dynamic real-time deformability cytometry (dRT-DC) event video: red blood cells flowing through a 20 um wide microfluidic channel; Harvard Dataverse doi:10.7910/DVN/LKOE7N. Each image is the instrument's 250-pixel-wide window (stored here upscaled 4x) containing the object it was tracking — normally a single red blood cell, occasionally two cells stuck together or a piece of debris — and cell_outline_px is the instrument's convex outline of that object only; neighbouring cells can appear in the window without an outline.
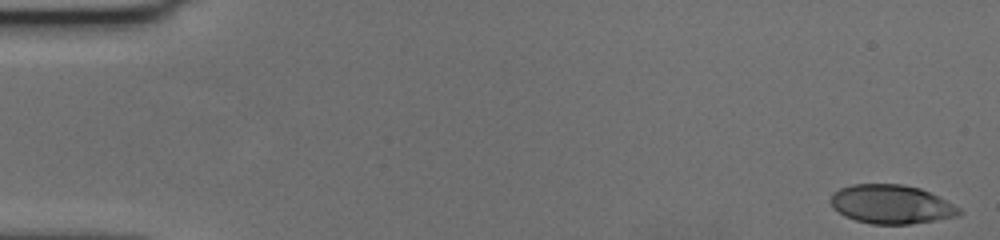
{"species": "human", "species_latin": "Homo sapiens", "temperature_condition": "cold", "stored_images_in_passage": 57, "camera_frame_rate_fps": 3000, "um_per_image_px": 0.085, "donor": {"sex": "female"}, "frame": {"image": 1, "passage_image": 1, "time_ms": 0.0, "image_size_px": [1000, 240], "cell_outline_px": [[964, 212], [960, 216], [936, 220], [908, 224], [872, 224], [856, 220], [844, 216], [832, 204], [832, 192], [840, 188], [852, 184], [904, 184], [920, 188], [960, 208]], "centroid_in_image_um": [75.78, 17.37], "position_along_channel_um": 9.2, "area_um2": 28.9}}
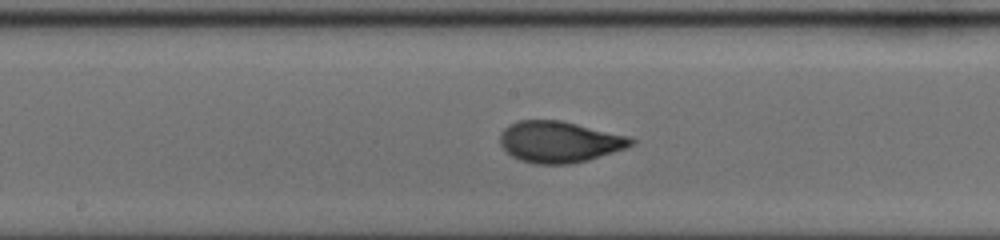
{"frame": {"image": 2, "passage_image": 30, "time_ms": 9.667, "image_size_px": [1000, 240], "cell_outline_px": [[636, 140], [628, 148], [588, 160], [568, 164], [536, 164], [520, 160], [512, 156], [500, 144], [500, 132], [508, 124], [516, 120], [560, 120], [632, 136]], "centroid_in_image_um": [47.57, 12.04], "position_along_channel_um": 200.6, "area_um2": 31.85}}
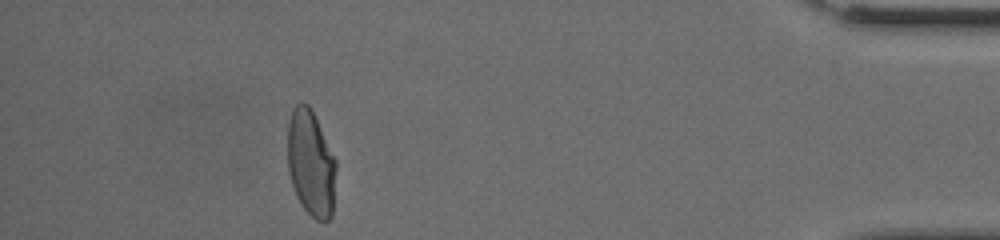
{"frame": {"image": 3, "passage_image": 52, "time_ms": 17.0, "image_size_px": [1000, 240], "cell_outline_px": [[336, 168], [332, 216], [328, 220], [316, 220], [304, 208], [292, 184], [288, 172], [288, 120], [292, 108], [300, 100], [308, 104], [336, 160]], "centroid_in_image_um": [26.42, 13.85], "position_along_channel_um": 408.8, "area_um2": 29.71}, "authors_computed_cell_mechanics": {"area_um2": 30.2872, "velocity_mm_per_s": 3.5739, "shape_relaxation_time_tau1_ms": 5.4852, "shape_relaxation_time_tau2_ms": null, "deformation_change_tau1": 0.1983, "deformation_change_tau2": null}}